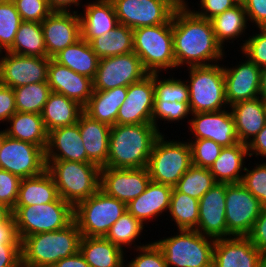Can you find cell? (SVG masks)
Masks as SVG:
<instances>
[{"label": "cell", "mask_w": 266, "mask_h": 267, "mask_svg": "<svg viewBox=\"0 0 266 267\" xmlns=\"http://www.w3.org/2000/svg\"><path fill=\"white\" fill-rule=\"evenodd\" d=\"M266 161V160H265ZM262 159L259 164L254 163L250 168L245 167L242 185L249 190L264 207L266 206V162ZM254 167V168H252Z\"/></svg>", "instance_id": "obj_47"}, {"label": "cell", "mask_w": 266, "mask_h": 267, "mask_svg": "<svg viewBox=\"0 0 266 267\" xmlns=\"http://www.w3.org/2000/svg\"><path fill=\"white\" fill-rule=\"evenodd\" d=\"M133 52L149 74L175 69L172 18L165 24L134 29Z\"/></svg>", "instance_id": "obj_6"}, {"label": "cell", "mask_w": 266, "mask_h": 267, "mask_svg": "<svg viewBox=\"0 0 266 267\" xmlns=\"http://www.w3.org/2000/svg\"><path fill=\"white\" fill-rule=\"evenodd\" d=\"M9 127L2 131L7 136L33 143L46 150L48 144V131L41 114L16 112L7 121Z\"/></svg>", "instance_id": "obj_31"}, {"label": "cell", "mask_w": 266, "mask_h": 267, "mask_svg": "<svg viewBox=\"0 0 266 267\" xmlns=\"http://www.w3.org/2000/svg\"><path fill=\"white\" fill-rule=\"evenodd\" d=\"M85 4H83L84 12L79 13L82 38L85 41L90 43L94 38L114 29L119 24L111 0H93Z\"/></svg>", "instance_id": "obj_27"}, {"label": "cell", "mask_w": 266, "mask_h": 267, "mask_svg": "<svg viewBox=\"0 0 266 267\" xmlns=\"http://www.w3.org/2000/svg\"><path fill=\"white\" fill-rule=\"evenodd\" d=\"M45 160L87 162V153L78 122L70 126L55 128L48 133Z\"/></svg>", "instance_id": "obj_24"}, {"label": "cell", "mask_w": 266, "mask_h": 267, "mask_svg": "<svg viewBox=\"0 0 266 267\" xmlns=\"http://www.w3.org/2000/svg\"><path fill=\"white\" fill-rule=\"evenodd\" d=\"M81 1L82 0H48V5L52 11L71 12L73 11L71 9L73 6H76V8L82 6L83 8Z\"/></svg>", "instance_id": "obj_60"}, {"label": "cell", "mask_w": 266, "mask_h": 267, "mask_svg": "<svg viewBox=\"0 0 266 267\" xmlns=\"http://www.w3.org/2000/svg\"><path fill=\"white\" fill-rule=\"evenodd\" d=\"M81 238L75 221L58 231L26 236L21 240V264L27 267H52L59 260L78 253Z\"/></svg>", "instance_id": "obj_3"}, {"label": "cell", "mask_w": 266, "mask_h": 267, "mask_svg": "<svg viewBox=\"0 0 266 267\" xmlns=\"http://www.w3.org/2000/svg\"><path fill=\"white\" fill-rule=\"evenodd\" d=\"M1 168L20 179L35 177L46 170L45 150L33 143L17 140L2 131Z\"/></svg>", "instance_id": "obj_11"}, {"label": "cell", "mask_w": 266, "mask_h": 267, "mask_svg": "<svg viewBox=\"0 0 266 267\" xmlns=\"http://www.w3.org/2000/svg\"><path fill=\"white\" fill-rule=\"evenodd\" d=\"M1 137H2V130H0V146H1ZM0 169H2L1 168V163H0Z\"/></svg>", "instance_id": "obj_66"}, {"label": "cell", "mask_w": 266, "mask_h": 267, "mask_svg": "<svg viewBox=\"0 0 266 267\" xmlns=\"http://www.w3.org/2000/svg\"><path fill=\"white\" fill-rule=\"evenodd\" d=\"M249 157L255 158L258 156L266 158V124L262 130L254 137V139L247 145Z\"/></svg>", "instance_id": "obj_58"}, {"label": "cell", "mask_w": 266, "mask_h": 267, "mask_svg": "<svg viewBox=\"0 0 266 267\" xmlns=\"http://www.w3.org/2000/svg\"><path fill=\"white\" fill-rule=\"evenodd\" d=\"M243 5L247 13L249 23L252 27H266V0H243Z\"/></svg>", "instance_id": "obj_53"}, {"label": "cell", "mask_w": 266, "mask_h": 267, "mask_svg": "<svg viewBox=\"0 0 266 267\" xmlns=\"http://www.w3.org/2000/svg\"><path fill=\"white\" fill-rule=\"evenodd\" d=\"M150 242L134 249L138 254L134 255L131 261H127L128 263L125 262V267H167L161 249L154 241Z\"/></svg>", "instance_id": "obj_49"}, {"label": "cell", "mask_w": 266, "mask_h": 267, "mask_svg": "<svg viewBox=\"0 0 266 267\" xmlns=\"http://www.w3.org/2000/svg\"><path fill=\"white\" fill-rule=\"evenodd\" d=\"M13 90L17 112L36 114H41L52 92L48 82L28 84Z\"/></svg>", "instance_id": "obj_41"}, {"label": "cell", "mask_w": 266, "mask_h": 267, "mask_svg": "<svg viewBox=\"0 0 266 267\" xmlns=\"http://www.w3.org/2000/svg\"><path fill=\"white\" fill-rule=\"evenodd\" d=\"M153 124H116L111 126L107 167L137 169L147 167L157 138Z\"/></svg>", "instance_id": "obj_2"}, {"label": "cell", "mask_w": 266, "mask_h": 267, "mask_svg": "<svg viewBox=\"0 0 266 267\" xmlns=\"http://www.w3.org/2000/svg\"><path fill=\"white\" fill-rule=\"evenodd\" d=\"M0 245H21L13 214L0 224Z\"/></svg>", "instance_id": "obj_56"}, {"label": "cell", "mask_w": 266, "mask_h": 267, "mask_svg": "<svg viewBox=\"0 0 266 267\" xmlns=\"http://www.w3.org/2000/svg\"><path fill=\"white\" fill-rule=\"evenodd\" d=\"M191 111L189 108V103H178V102H165V101H154V109L152 113V124L160 131L159 121H164V123H179L182 119H188L186 123L189 124ZM159 120V121H158ZM167 121V122H166Z\"/></svg>", "instance_id": "obj_45"}, {"label": "cell", "mask_w": 266, "mask_h": 267, "mask_svg": "<svg viewBox=\"0 0 266 267\" xmlns=\"http://www.w3.org/2000/svg\"><path fill=\"white\" fill-rule=\"evenodd\" d=\"M177 231L169 237L154 240L164 255L166 266L213 267L215 239L196 230Z\"/></svg>", "instance_id": "obj_5"}, {"label": "cell", "mask_w": 266, "mask_h": 267, "mask_svg": "<svg viewBox=\"0 0 266 267\" xmlns=\"http://www.w3.org/2000/svg\"><path fill=\"white\" fill-rule=\"evenodd\" d=\"M153 73L127 87V97L118 110L116 124H152Z\"/></svg>", "instance_id": "obj_19"}, {"label": "cell", "mask_w": 266, "mask_h": 267, "mask_svg": "<svg viewBox=\"0 0 266 267\" xmlns=\"http://www.w3.org/2000/svg\"><path fill=\"white\" fill-rule=\"evenodd\" d=\"M168 213L167 216L175 222L177 230H196L199 220V200L173 187Z\"/></svg>", "instance_id": "obj_39"}, {"label": "cell", "mask_w": 266, "mask_h": 267, "mask_svg": "<svg viewBox=\"0 0 266 267\" xmlns=\"http://www.w3.org/2000/svg\"><path fill=\"white\" fill-rule=\"evenodd\" d=\"M228 109L191 114L188 129L192 139H210L223 147L237 144L234 118Z\"/></svg>", "instance_id": "obj_16"}, {"label": "cell", "mask_w": 266, "mask_h": 267, "mask_svg": "<svg viewBox=\"0 0 266 267\" xmlns=\"http://www.w3.org/2000/svg\"><path fill=\"white\" fill-rule=\"evenodd\" d=\"M262 103H263V107H264V112L266 115V96L265 97H261Z\"/></svg>", "instance_id": "obj_64"}, {"label": "cell", "mask_w": 266, "mask_h": 267, "mask_svg": "<svg viewBox=\"0 0 266 267\" xmlns=\"http://www.w3.org/2000/svg\"><path fill=\"white\" fill-rule=\"evenodd\" d=\"M191 148L192 165L209 168L220 155L223 146L210 139H187Z\"/></svg>", "instance_id": "obj_46"}, {"label": "cell", "mask_w": 266, "mask_h": 267, "mask_svg": "<svg viewBox=\"0 0 266 267\" xmlns=\"http://www.w3.org/2000/svg\"><path fill=\"white\" fill-rule=\"evenodd\" d=\"M119 24L131 29L167 23L174 9L164 0H111Z\"/></svg>", "instance_id": "obj_15"}, {"label": "cell", "mask_w": 266, "mask_h": 267, "mask_svg": "<svg viewBox=\"0 0 266 267\" xmlns=\"http://www.w3.org/2000/svg\"><path fill=\"white\" fill-rule=\"evenodd\" d=\"M83 111V107L77 102L60 93L51 92L43 107L41 117L47 131L50 132L55 128L77 123Z\"/></svg>", "instance_id": "obj_34"}, {"label": "cell", "mask_w": 266, "mask_h": 267, "mask_svg": "<svg viewBox=\"0 0 266 267\" xmlns=\"http://www.w3.org/2000/svg\"><path fill=\"white\" fill-rule=\"evenodd\" d=\"M257 33L248 35V39L242 40L241 46L239 45V49L241 50V54L243 58L247 57L250 61L255 63L260 68L266 66V27L258 28ZM245 56V57H244Z\"/></svg>", "instance_id": "obj_48"}, {"label": "cell", "mask_w": 266, "mask_h": 267, "mask_svg": "<svg viewBox=\"0 0 266 267\" xmlns=\"http://www.w3.org/2000/svg\"><path fill=\"white\" fill-rule=\"evenodd\" d=\"M126 211V203L99 189L74 207V221L82 236L105 237L111 226Z\"/></svg>", "instance_id": "obj_10"}, {"label": "cell", "mask_w": 266, "mask_h": 267, "mask_svg": "<svg viewBox=\"0 0 266 267\" xmlns=\"http://www.w3.org/2000/svg\"><path fill=\"white\" fill-rule=\"evenodd\" d=\"M213 267H264L263 254L247 236L215 239Z\"/></svg>", "instance_id": "obj_22"}, {"label": "cell", "mask_w": 266, "mask_h": 267, "mask_svg": "<svg viewBox=\"0 0 266 267\" xmlns=\"http://www.w3.org/2000/svg\"><path fill=\"white\" fill-rule=\"evenodd\" d=\"M167 138L163 133L155 141L147 169L152 182L174 187L192 166L191 148L186 140Z\"/></svg>", "instance_id": "obj_8"}, {"label": "cell", "mask_w": 266, "mask_h": 267, "mask_svg": "<svg viewBox=\"0 0 266 267\" xmlns=\"http://www.w3.org/2000/svg\"><path fill=\"white\" fill-rule=\"evenodd\" d=\"M240 143L248 145L266 124L261 97L229 106Z\"/></svg>", "instance_id": "obj_28"}, {"label": "cell", "mask_w": 266, "mask_h": 267, "mask_svg": "<svg viewBox=\"0 0 266 267\" xmlns=\"http://www.w3.org/2000/svg\"><path fill=\"white\" fill-rule=\"evenodd\" d=\"M247 156L249 157V153L246 144L238 142L234 146L223 147L218 158L209 167L210 173L217 183H241Z\"/></svg>", "instance_id": "obj_29"}, {"label": "cell", "mask_w": 266, "mask_h": 267, "mask_svg": "<svg viewBox=\"0 0 266 267\" xmlns=\"http://www.w3.org/2000/svg\"><path fill=\"white\" fill-rule=\"evenodd\" d=\"M189 79V108L191 114L214 112L229 108L226 100L223 64L209 66H190Z\"/></svg>", "instance_id": "obj_7"}, {"label": "cell", "mask_w": 266, "mask_h": 267, "mask_svg": "<svg viewBox=\"0 0 266 267\" xmlns=\"http://www.w3.org/2000/svg\"><path fill=\"white\" fill-rule=\"evenodd\" d=\"M189 7L177 9L172 15L176 68L222 63L226 48L217 42L210 20L197 16Z\"/></svg>", "instance_id": "obj_1"}, {"label": "cell", "mask_w": 266, "mask_h": 267, "mask_svg": "<svg viewBox=\"0 0 266 267\" xmlns=\"http://www.w3.org/2000/svg\"><path fill=\"white\" fill-rule=\"evenodd\" d=\"M21 265V245H0V267Z\"/></svg>", "instance_id": "obj_57"}, {"label": "cell", "mask_w": 266, "mask_h": 267, "mask_svg": "<svg viewBox=\"0 0 266 267\" xmlns=\"http://www.w3.org/2000/svg\"><path fill=\"white\" fill-rule=\"evenodd\" d=\"M143 229H145V225L126 211L111 226L105 238L127 252L126 247L129 250L132 248L134 250L148 244V242L146 244H141V242H138L140 245L136 244V241H139L140 236H142Z\"/></svg>", "instance_id": "obj_40"}, {"label": "cell", "mask_w": 266, "mask_h": 267, "mask_svg": "<svg viewBox=\"0 0 266 267\" xmlns=\"http://www.w3.org/2000/svg\"><path fill=\"white\" fill-rule=\"evenodd\" d=\"M148 74L134 52L101 58L93 79V89L105 91L119 86L128 87Z\"/></svg>", "instance_id": "obj_13"}, {"label": "cell", "mask_w": 266, "mask_h": 267, "mask_svg": "<svg viewBox=\"0 0 266 267\" xmlns=\"http://www.w3.org/2000/svg\"><path fill=\"white\" fill-rule=\"evenodd\" d=\"M225 218L231 236H248L263 206L242 183L227 184Z\"/></svg>", "instance_id": "obj_12"}, {"label": "cell", "mask_w": 266, "mask_h": 267, "mask_svg": "<svg viewBox=\"0 0 266 267\" xmlns=\"http://www.w3.org/2000/svg\"><path fill=\"white\" fill-rule=\"evenodd\" d=\"M166 1L174 10L184 8L188 6V0H164Z\"/></svg>", "instance_id": "obj_63"}, {"label": "cell", "mask_w": 266, "mask_h": 267, "mask_svg": "<svg viewBox=\"0 0 266 267\" xmlns=\"http://www.w3.org/2000/svg\"><path fill=\"white\" fill-rule=\"evenodd\" d=\"M21 179L10 172L0 169V203L13 209L20 186Z\"/></svg>", "instance_id": "obj_51"}, {"label": "cell", "mask_w": 266, "mask_h": 267, "mask_svg": "<svg viewBox=\"0 0 266 267\" xmlns=\"http://www.w3.org/2000/svg\"><path fill=\"white\" fill-rule=\"evenodd\" d=\"M52 267H90L89 264L85 261V258L80 253H76L70 257H65L55 263Z\"/></svg>", "instance_id": "obj_59"}, {"label": "cell", "mask_w": 266, "mask_h": 267, "mask_svg": "<svg viewBox=\"0 0 266 267\" xmlns=\"http://www.w3.org/2000/svg\"><path fill=\"white\" fill-rule=\"evenodd\" d=\"M263 263L264 267H266V252L263 254Z\"/></svg>", "instance_id": "obj_65"}, {"label": "cell", "mask_w": 266, "mask_h": 267, "mask_svg": "<svg viewBox=\"0 0 266 267\" xmlns=\"http://www.w3.org/2000/svg\"><path fill=\"white\" fill-rule=\"evenodd\" d=\"M58 195L75 207L100 189V167L94 163L46 160Z\"/></svg>", "instance_id": "obj_4"}, {"label": "cell", "mask_w": 266, "mask_h": 267, "mask_svg": "<svg viewBox=\"0 0 266 267\" xmlns=\"http://www.w3.org/2000/svg\"><path fill=\"white\" fill-rule=\"evenodd\" d=\"M199 9L193 12L204 19L211 20L215 16L222 14L225 10L233 8L239 2L237 0H200ZM200 5V6H199Z\"/></svg>", "instance_id": "obj_52"}, {"label": "cell", "mask_w": 266, "mask_h": 267, "mask_svg": "<svg viewBox=\"0 0 266 267\" xmlns=\"http://www.w3.org/2000/svg\"><path fill=\"white\" fill-rule=\"evenodd\" d=\"M16 112L13 88L0 84V123H6Z\"/></svg>", "instance_id": "obj_55"}, {"label": "cell", "mask_w": 266, "mask_h": 267, "mask_svg": "<svg viewBox=\"0 0 266 267\" xmlns=\"http://www.w3.org/2000/svg\"><path fill=\"white\" fill-rule=\"evenodd\" d=\"M126 97L127 87L123 86L105 91H93L83 109L91 118L113 126L116 125L118 110Z\"/></svg>", "instance_id": "obj_32"}, {"label": "cell", "mask_w": 266, "mask_h": 267, "mask_svg": "<svg viewBox=\"0 0 266 267\" xmlns=\"http://www.w3.org/2000/svg\"><path fill=\"white\" fill-rule=\"evenodd\" d=\"M247 13L243 3H238L233 8L225 10L210 20L217 42L224 48L226 44L234 43L237 38L245 37L248 29ZM248 24V26H247ZM246 32V33H245Z\"/></svg>", "instance_id": "obj_35"}, {"label": "cell", "mask_w": 266, "mask_h": 267, "mask_svg": "<svg viewBox=\"0 0 266 267\" xmlns=\"http://www.w3.org/2000/svg\"><path fill=\"white\" fill-rule=\"evenodd\" d=\"M80 253L90 267H125L124 252L105 237L82 236Z\"/></svg>", "instance_id": "obj_30"}, {"label": "cell", "mask_w": 266, "mask_h": 267, "mask_svg": "<svg viewBox=\"0 0 266 267\" xmlns=\"http://www.w3.org/2000/svg\"><path fill=\"white\" fill-rule=\"evenodd\" d=\"M150 181L147 167L137 169L101 167L100 169V189L126 204L143 193Z\"/></svg>", "instance_id": "obj_18"}, {"label": "cell", "mask_w": 266, "mask_h": 267, "mask_svg": "<svg viewBox=\"0 0 266 267\" xmlns=\"http://www.w3.org/2000/svg\"><path fill=\"white\" fill-rule=\"evenodd\" d=\"M80 135L87 153V163L107 167L111 126L91 118L84 111L78 119Z\"/></svg>", "instance_id": "obj_26"}, {"label": "cell", "mask_w": 266, "mask_h": 267, "mask_svg": "<svg viewBox=\"0 0 266 267\" xmlns=\"http://www.w3.org/2000/svg\"><path fill=\"white\" fill-rule=\"evenodd\" d=\"M162 73H153L154 101L189 103V88L186 80L161 77Z\"/></svg>", "instance_id": "obj_43"}, {"label": "cell", "mask_w": 266, "mask_h": 267, "mask_svg": "<svg viewBox=\"0 0 266 267\" xmlns=\"http://www.w3.org/2000/svg\"><path fill=\"white\" fill-rule=\"evenodd\" d=\"M21 22V16L12 0H0V52H5L12 46Z\"/></svg>", "instance_id": "obj_44"}, {"label": "cell", "mask_w": 266, "mask_h": 267, "mask_svg": "<svg viewBox=\"0 0 266 267\" xmlns=\"http://www.w3.org/2000/svg\"><path fill=\"white\" fill-rule=\"evenodd\" d=\"M173 187L150 181L145 191L127 203V211L144 225L168 213ZM152 219V220H151Z\"/></svg>", "instance_id": "obj_25"}, {"label": "cell", "mask_w": 266, "mask_h": 267, "mask_svg": "<svg viewBox=\"0 0 266 267\" xmlns=\"http://www.w3.org/2000/svg\"><path fill=\"white\" fill-rule=\"evenodd\" d=\"M52 59L58 64L90 79H94L100 60L92 50L90 43L83 38L67 46Z\"/></svg>", "instance_id": "obj_33"}, {"label": "cell", "mask_w": 266, "mask_h": 267, "mask_svg": "<svg viewBox=\"0 0 266 267\" xmlns=\"http://www.w3.org/2000/svg\"><path fill=\"white\" fill-rule=\"evenodd\" d=\"M90 45L100 59L133 52V29L118 24L114 29L94 38Z\"/></svg>", "instance_id": "obj_37"}, {"label": "cell", "mask_w": 266, "mask_h": 267, "mask_svg": "<svg viewBox=\"0 0 266 267\" xmlns=\"http://www.w3.org/2000/svg\"><path fill=\"white\" fill-rule=\"evenodd\" d=\"M239 63L233 67L223 65L226 100L229 106L260 97L261 68L247 57Z\"/></svg>", "instance_id": "obj_21"}, {"label": "cell", "mask_w": 266, "mask_h": 267, "mask_svg": "<svg viewBox=\"0 0 266 267\" xmlns=\"http://www.w3.org/2000/svg\"><path fill=\"white\" fill-rule=\"evenodd\" d=\"M59 197L51 174L45 170L42 174L21 179L17 201L14 207L45 204Z\"/></svg>", "instance_id": "obj_36"}, {"label": "cell", "mask_w": 266, "mask_h": 267, "mask_svg": "<svg viewBox=\"0 0 266 267\" xmlns=\"http://www.w3.org/2000/svg\"><path fill=\"white\" fill-rule=\"evenodd\" d=\"M22 21L41 23L51 12L45 0H12Z\"/></svg>", "instance_id": "obj_50"}, {"label": "cell", "mask_w": 266, "mask_h": 267, "mask_svg": "<svg viewBox=\"0 0 266 267\" xmlns=\"http://www.w3.org/2000/svg\"><path fill=\"white\" fill-rule=\"evenodd\" d=\"M48 85L52 92L60 93L77 102L83 108L93 94V79L78 74L68 67L50 59L48 66Z\"/></svg>", "instance_id": "obj_23"}, {"label": "cell", "mask_w": 266, "mask_h": 267, "mask_svg": "<svg viewBox=\"0 0 266 267\" xmlns=\"http://www.w3.org/2000/svg\"><path fill=\"white\" fill-rule=\"evenodd\" d=\"M12 215V209L0 203V224L4 223Z\"/></svg>", "instance_id": "obj_61"}, {"label": "cell", "mask_w": 266, "mask_h": 267, "mask_svg": "<svg viewBox=\"0 0 266 267\" xmlns=\"http://www.w3.org/2000/svg\"><path fill=\"white\" fill-rule=\"evenodd\" d=\"M247 237L262 254L266 252V206L262 208L261 214Z\"/></svg>", "instance_id": "obj_54"}, {"label": "cell", "mask_w": 266, "mask_h": 267, "mask_svg": "<svg viewBox=\"0 0 266 267\" xmlns=\"http://www.w3.org/2000/svg\"><path fill=\"white\" fill-rule=\"evenodd\" d=\"M12 214L20 240L38 233L64 229L74 221V207L61 197L45 204L14 207Z\"/></svg>", "instance_id": "obj_9"}, {"label": "cell", "mask_w": 266, "mask_h": 267, "mask_svg": "<svg viewBox=\"0 0 266 267\" xmlns=\"http://www.w3.org/2000/svg\"><path fill=\"white\" fill-rule=\"evenodd\" d=\"M216 183L209 168L192 165L174 187L179 192L199 200Z\"/></svg>", "instance_id": "obj_42"}, {"label": "cell", "mask_w": 266, "mask_h": 267, "mask_svg": "<svg viewBox=\"0 0 266 267\" xmlns=\"http://www.w3.org/2000/svg\"><path fill=\"white\" fill-rule=\"evenodd\" d=\"M48 58L76 43L82 38L81 19L77 10L71 12L52 11L42 22Z\"/></svg>", "instance_id": "obj_17"}, {"label": "cell", "mask_w": 266, "mask_h": 267, "mask_svg": "<svg viewBox=\"0 0 266 267\" xmlns=\"http://www.w3.org/2000/svg\"><path fill=\"white\" fill-rule=\"evenodd\" d=\"M226 183H216L199 199V220L196 231L220 239L232 237L225 218Z\"/></svg>", "instance_id": "obj_20"}, {"label": "cell", "mask_w": 266, "mask_h": 267, "mask_svg": "<svg viewBox=\"0 0 266 267\" xmlns=\"http://www.w3.org/2000/svg\"><path fill=\"white\" fill-rule=\"evenodd\" d=\"M266 96V66L261 68L260 74V97Z\"/></svg>", "instance_id": "obj_62"}, {"label": "cell", "mask_w": 266, "mask_h": 267, "mask_svg": "<svg viewBox=\"0 0 266 267\" xmlns=\"http://www.w3.org/2000/svg\"><path fill=\"white\" fill-rule=\"evenodd\" d=\"M51 58L0 53V84L16 88L28 84L47 82Z\"/></svg>", "instance_id": "obj_14"}, {"label": "cell", "mask_w": 266, "mask_h": 267, "mask_svg": "<svg viewBox=\"0 0 266 267\" xmlns=\"http://www.w3.org/2000/svg\"><path fill=\"white\" fill-rule=\"evenodd\" d=\"M7 51L19 55L47 57L41 23L22 21L14 42Z\"/></svg>", "instance_id": "obj_38"}]
</instances>
